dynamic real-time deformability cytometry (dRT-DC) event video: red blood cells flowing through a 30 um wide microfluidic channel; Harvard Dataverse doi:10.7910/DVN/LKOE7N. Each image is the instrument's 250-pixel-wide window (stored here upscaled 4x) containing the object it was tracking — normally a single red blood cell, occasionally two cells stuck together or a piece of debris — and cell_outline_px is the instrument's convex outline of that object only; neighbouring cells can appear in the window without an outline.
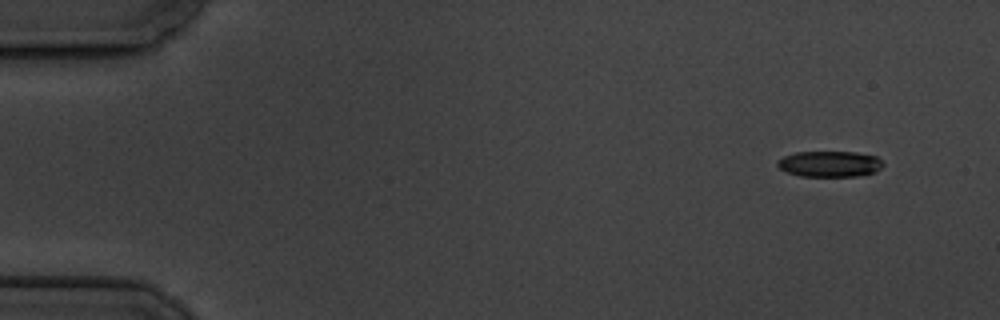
{"species": "common noctule bat (a hibernating species)", "species_latin": "Nyctalus noctula", "temperature_condition": "cold", "stored_images_in_passage": 5, "camera_frame_rate_fps": 3000, "um_per_image_px": 0.085, "animal": {"sex": "male", "body_mass_g": 19.5, "forearm_length_mm": 54.6}, "frame": {"image": 1, "passage_image": 1, "time_ms": 0.0, "image_size_px": [1000, 320], "cell_outline_px": [[884, 164], [876, 172], [856, 176], [800, 176], [788, 172], [780, 168], [776, 164], [776, 160], [784, 156], [796, 152], [856, 152], [876, 156]], "centroid_in_image_um": [70.51, 13.93], "position_along_channel_um": 14.5, "area_um2": 15.9}}